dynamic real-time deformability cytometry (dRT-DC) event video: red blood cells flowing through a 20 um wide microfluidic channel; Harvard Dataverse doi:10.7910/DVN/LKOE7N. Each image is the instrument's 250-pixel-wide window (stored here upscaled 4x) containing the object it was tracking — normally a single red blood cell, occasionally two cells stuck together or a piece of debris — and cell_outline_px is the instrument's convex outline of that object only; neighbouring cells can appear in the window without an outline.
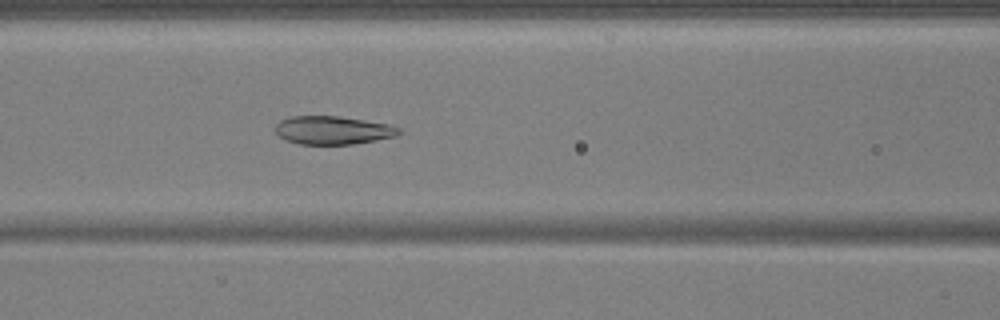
{"species": "common noctule bat (a hibernating species)", "species_latin": "Nyctalus noctula", "temperature_condition": "warm", "stored_images_in_passage": 54, "camera_frame_rate_fps": 3000, "um_per_image_px": 0.085, "animal": {"sex": "male", "body_mass_g": 17.9, "forearm_length_mm": 54.2}, "frame": {"image": 1, "passage_image": 23, "time_ms": 7.333, "image_size_px": [1000, 320], "cell_outline_px": [[404, 132], [396, 136], [376, 140], [352, 144], [300, 144], [284, 140], [276, 132], [276, 124], [280, 120], [292, 116], [340, 116], [388, 124], [400, 128]], "centroid_in_image_um": [28.31, 11.07], "position_along_channel_um": 138.3, "area_um2": 20.4}}
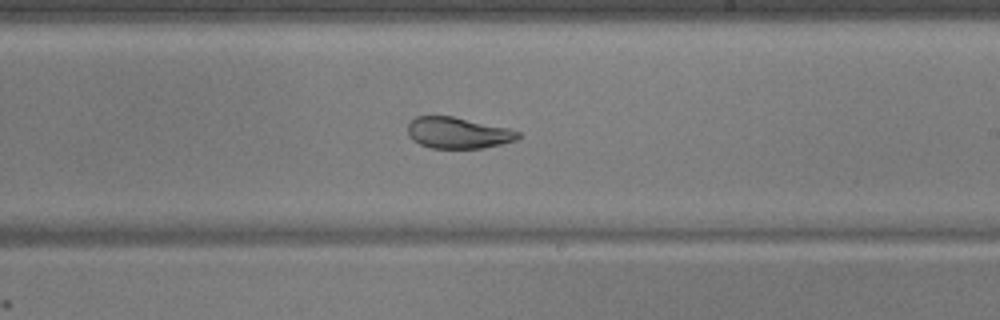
{"frame": {"image": 2, "passage_image": 32, "time_ms": 10.333, "image_size_px": [1000, 320], "cell_outline_px": [[520, 136], [516, 140], [484, 148], [432, 148], [420, 144], [412, 140], [408, 136], [408, 124], [416, 116], [452, 116], [508, 128], [520, 132]], "centroid_in_image_um": [38.91, 11.29], "position_along_channel_um": 250.1, "area_um2": 20.0}}
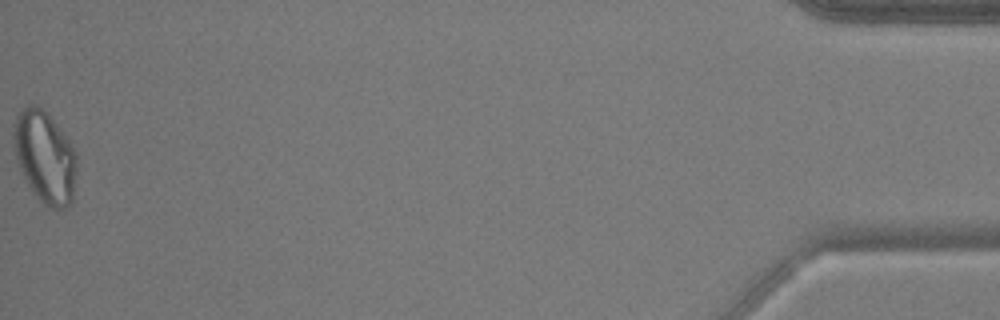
{"frame": {"image": 3, "passage_image": 54, "time_ms": 17.667, "image_size_px": [1000, 320], "cell_outline_px": [[76, 172], [72, 200], [64, 208], [48, 208], [32, 192], [20, 172], [16, 160], [12, 136], [12, 124], [16, 116], [28, 104], [36, 104], [52, 120], [72, 144], [76, 152]], "centroid_in_image_um": [3.78, 13.35], "position_along_channel_um": 431.4, "area_um2": 33.87}, "authors_computed_cell_mechanics": {"area_um2": 25.0274, "velocity_mm_per_s": 3.7364, "shape_relaxation_time_tau1_ms": null, "shape_relaxation_time_tau2_ms": 2.6944, "deformation_change_tau1": null, "deformation_change_tau2": 0.0609}}